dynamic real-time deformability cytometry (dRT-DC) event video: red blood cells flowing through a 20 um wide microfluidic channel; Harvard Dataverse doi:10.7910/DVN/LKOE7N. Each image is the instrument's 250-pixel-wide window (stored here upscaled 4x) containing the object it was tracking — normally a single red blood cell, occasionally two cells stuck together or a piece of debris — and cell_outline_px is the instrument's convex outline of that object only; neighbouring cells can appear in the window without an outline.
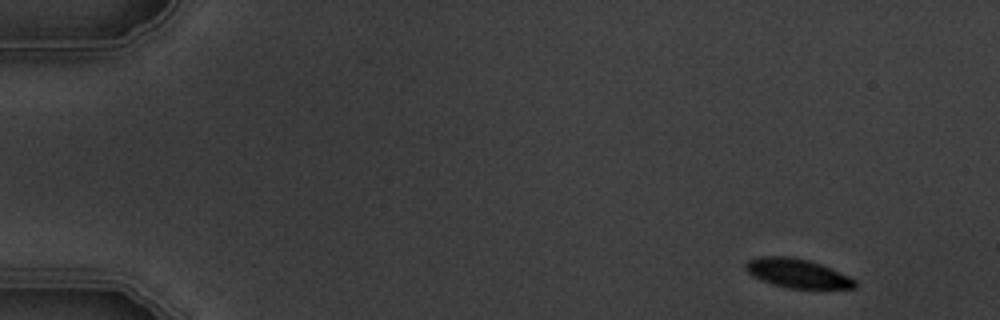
{"species": "common noctule bat (a hibernating species)", "species_latin": "Nyctalus noctula", "temperature_condition": "warm", "stored_images_in_passage": 4, "camera_frame_rate_fps": 3000, "um_per_image_px": 0.085, "animal": {"sex": "male", "body_mass_g": 19.5, "forearm_length_mm": 54.6}, "frame": {"image": 1, "passage_image": 1, "time_ms": 0.0, "image_size_px": [1000, 320], "cell_outline_px": [[856, 288], [788, 288], [772, 284], [752, 276], [744, 268], [744, 264], [748, 260], [760, 256], [788, 256], [808, 260], [820, 264], [848, 276], [856, 280]], "centroid_in_image_um": [67.73, 23.22], "position_along_channel_um": 17.3, "area_um2": 18.32}}
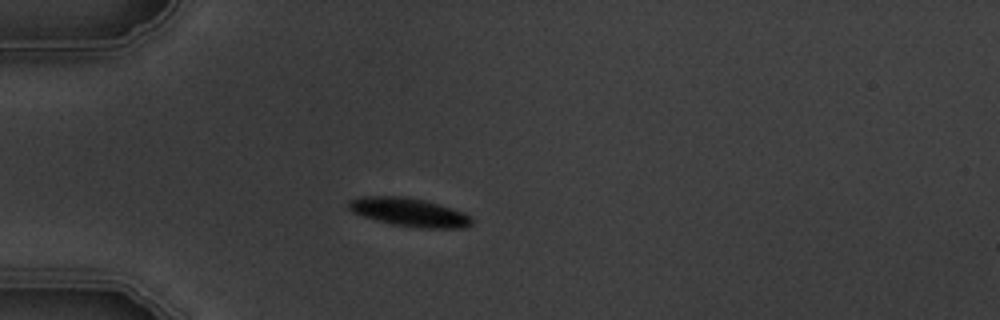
{"frame": {"image": 2, "passage_image": 4, "time_ms": 3.667, "image_size_px": [1000, 320], "cell_outline_px": [[472, 224], [464, 228], [420, 228], [392, 224], [376, 220], [352, 212], [348, 208], [348, 200], [360, 196], [408, 196], [424, 200], [452, 208], [464, 212], [472, 216]], "centroid_in_image_um": [34.79, 18.03], "position_along_channel_um": 50.2, "area_um2": 20.58}}